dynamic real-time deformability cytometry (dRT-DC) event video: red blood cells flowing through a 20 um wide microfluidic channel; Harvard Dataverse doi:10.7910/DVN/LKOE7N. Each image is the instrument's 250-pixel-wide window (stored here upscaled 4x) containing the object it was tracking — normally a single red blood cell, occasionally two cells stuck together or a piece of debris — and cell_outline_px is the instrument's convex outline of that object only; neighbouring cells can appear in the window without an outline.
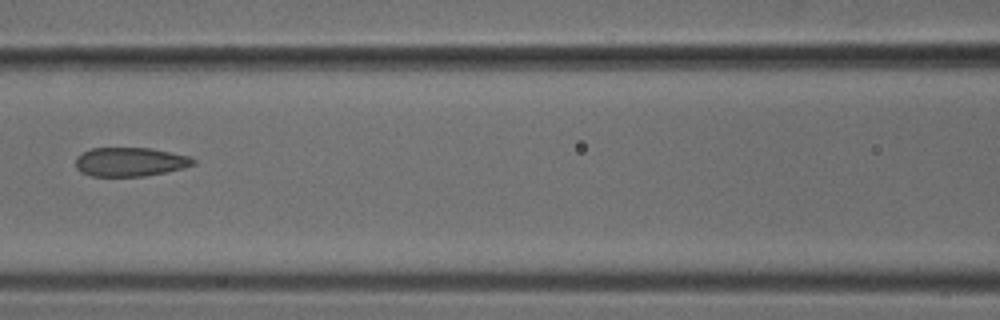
{"species": "common noctule bat (a hibernating species)", "species_latin": "Nyctalus noctula", "temperature_condition": "cold", "stored_images_in_passage": 6, "camera_frame_rate_fps": 3000, "um_per_image_px": 0.085, "animal": {"sex": "male", "body_mass_g": 18.8}, "frame": {"image": 1, "passage_image": 6, "time_ms": 1.667, "image_size_px": [1000, 320], "cell_outline_px": [[196, 164], [184, 168], [168, 172], [144, 176], [92, 176], [80, 172], [76, 168], [76, 156], [92, 148], [152, 148], [192, 156], [196, 160]], "centroid_in_image_um": [11.11, 13.76], "position_along_channel_um": 155.5, "area_um2": 20.11}}